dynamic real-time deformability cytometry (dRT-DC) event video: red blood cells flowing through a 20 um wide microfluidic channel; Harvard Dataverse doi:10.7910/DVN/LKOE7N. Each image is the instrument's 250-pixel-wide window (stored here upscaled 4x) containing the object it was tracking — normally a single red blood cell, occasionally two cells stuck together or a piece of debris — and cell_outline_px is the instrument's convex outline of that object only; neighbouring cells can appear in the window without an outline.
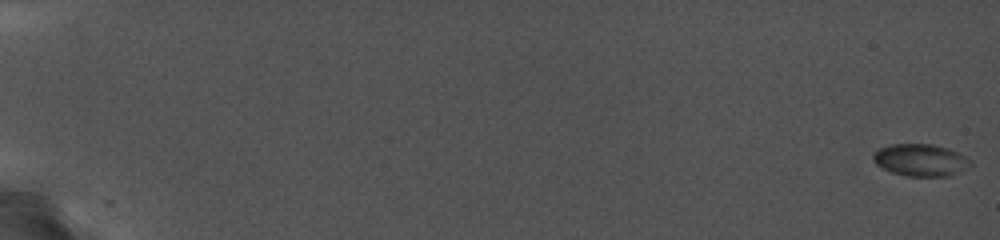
{"species": "common noctule bat (a hibernating species)", "species_latin": "Nyctalus noctula", "temperature_condition": "cold", "stored_images_in_passage": 2, "camera_frame_rate_fps": 5000, "um_per_image_px": 0.085, "animal": {"sex": "female", "body_mass_g": 19.0, "forearm_length_mm": 56.7}, "frame": {"image": 1, "passage_image": 1, "time_ms": 0.0, "image_size_px": [1000, 240], "cell_outline_px": [[972, 164], [968, 168], [960, 172], [948, 176], [908, 176], [892, 172], [876, 164], [872, 160], [872, 152], [876, 148], [888, 144], [932, 144], [948, 148], [972, 160]], "centroid_in_image_um": [78.22, 13.59], "position_along_channel_um": 6.8, "area_um2": 18.44}}